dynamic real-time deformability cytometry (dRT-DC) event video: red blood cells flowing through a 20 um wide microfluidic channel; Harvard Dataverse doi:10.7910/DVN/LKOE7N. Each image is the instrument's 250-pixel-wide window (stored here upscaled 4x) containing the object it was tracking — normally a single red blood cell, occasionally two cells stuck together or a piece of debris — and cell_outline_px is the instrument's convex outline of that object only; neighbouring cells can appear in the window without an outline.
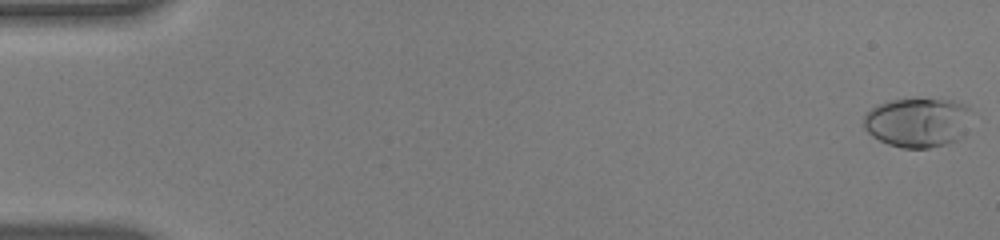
{"species": "human", "species_latin": "Homo sapiens", "temperature_condition": "warm", "stored_images_in_passage": 55, "camera_frame_rate_fps": 3000, "um_per_image_px": 0.085, "donor": {"sex": "male"}, "frame": {"image": 1, "passage_image": 1, "time_ms": 0.0, "image_size_px": [1000, 240], "cell_outline_px": [[968, 108], [956, 140], [944, 144], [928, 148], [904, 148], [888, 144], [872, 136], [864, 128], [864, 116], [876, 104], [892, 100], [952, 100], [964, 104]], "centroid_in_image_um": [77.85, 10.41], "position_along_channel_um": 7.2, "area_um2": 29.71}}
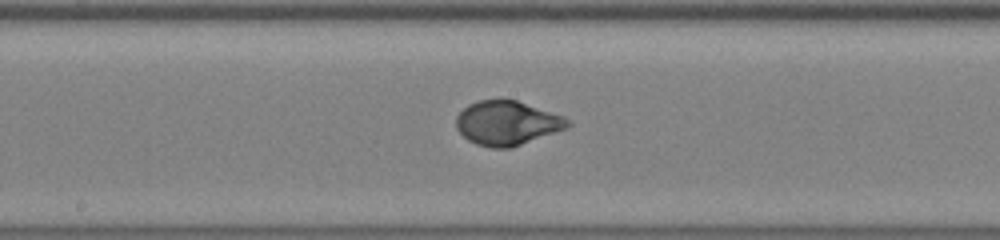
{"frame": {"image": 2, "passage_image": 30, "time_ms": 9.667, "image_size_px": [1000, 240], "cell_outline_px": [[572, 124], [568, 128], [512, 148], [492, 148], [476, 144], [468, 140], [456, 128], [456, 116], [468, 104], [480, 100], [500, 96], [516, 100], [564, 116]], "centroid_in_image_um": [43.1, 10.43], "position_along_channel_um": 205.1, "area_um2": 29.3}}
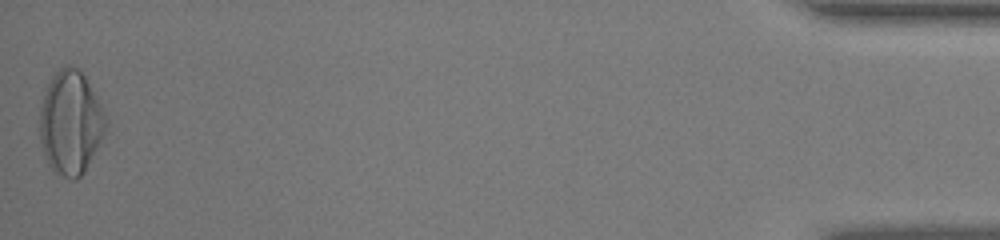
{"frame": {"image": 3, "passage_image": 55, "time_ms": 18.0, "image_size_px": [1000, 240], "cell_outline_px": [[108, 120], [104, 136], [84, 172], [76, 180], [72, 180], [52, 172], [44, 156], [40, 140], [40, 108], [48, 84], [52, 76], [64, 64], [68, 64], [76, 68], [84, 76]], "centroid_in_image_um": [5.99, 10.47], "position_along_channel_um": 429.2, "area_um2": 39.77}, "authors_computed_cell_mechanics": {"area_um2": 28.9578, "velocity_mm_per_s": 3.8063, "shape_relaxation_time_tau1_ms": 4.124, "shape_relaxation_time_tau2_ms": null, "deformation_change_tau1": 0.2298, "deformation_change_tau2": null}}